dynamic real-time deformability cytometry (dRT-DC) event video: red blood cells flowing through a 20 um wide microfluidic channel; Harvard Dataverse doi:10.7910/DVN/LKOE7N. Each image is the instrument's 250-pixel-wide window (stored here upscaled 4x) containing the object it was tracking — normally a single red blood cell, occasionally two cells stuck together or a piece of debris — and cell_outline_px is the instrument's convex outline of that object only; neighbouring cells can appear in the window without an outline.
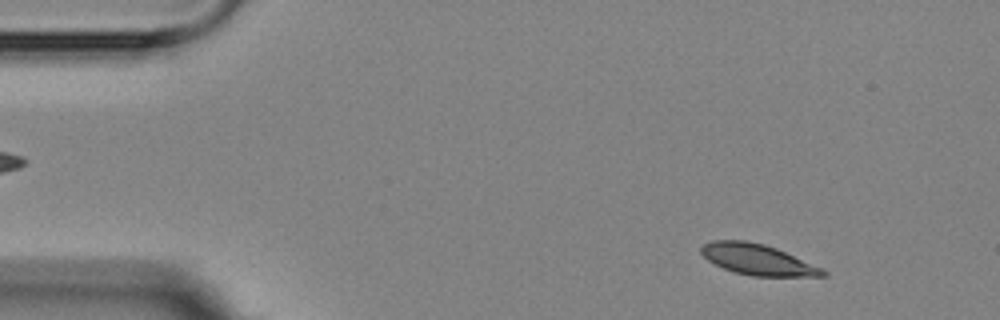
{"species": "Egyptian fruit bat (a non-hibernating species)", "species_latin": "Rousettus aegyptiacus", "temperature_condition": "room temperature", "stored_images_in_passage": 5, "camera_frame_rate_fps": 3000, "um_per_image_px": 0.085, "animal": {"sex": "female"}, "frame": {"image": 1, "passage_image": 1, "time_ms": 0.0, "image_size_px": [1000, 320], "cell_outline_px": [[828, 276], [752, 276], [736, 272], [724, 268], [708, 260], [700, 252], [700, 248], [704, 244], [712, 240], [744, 240], [764, 244], [776, 248], [824, 268], [828, 272]], "centroid_in_image_um": [64.43, 22.06], "position_along_channel_um": 20.6, "area_um2": 21.79}}
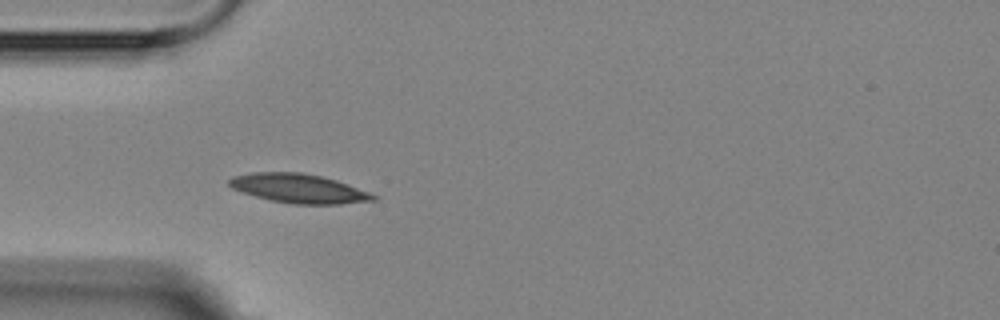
{"frame": {"image": 2, "passage_image": 4, "time_ms": 3.333, "image_size_px": [1000, 320], "cell_outline_px": [[376, 200], [340, 204], [292, 204], [272, 200], [256, 196], [232, 188], [228, 184], [228, 180], [232, 176], [252, 172], [300, 172], [320, 176], [336, 180], [368, 192], [376, 196]], "centroid_in_image_um": [25.36, 16.01], "position_along_channel_um": 59.6, "area_um2": 24.16}}
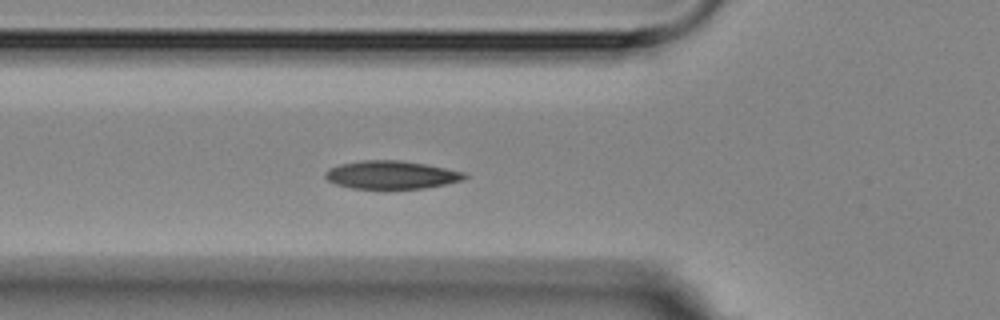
{"frame": {"image": 3, "passage_image": 5, "time_ms": 4.333, "image_size_px": [1000, 320], "cell_outline_px": [[468, 176], [464, 180], [424, 188], [380, 192], [352, 188], [336, 184], [328, 180], [324, 176], [324, 172], [328, 168], [340, 164], [364, 160], [400, 160], [424, 164], [464, 172]], "centroid_in_image_um": [33.21, 14.91], "position_along_channel_um": 92.6, "area_um2": 23.64}}